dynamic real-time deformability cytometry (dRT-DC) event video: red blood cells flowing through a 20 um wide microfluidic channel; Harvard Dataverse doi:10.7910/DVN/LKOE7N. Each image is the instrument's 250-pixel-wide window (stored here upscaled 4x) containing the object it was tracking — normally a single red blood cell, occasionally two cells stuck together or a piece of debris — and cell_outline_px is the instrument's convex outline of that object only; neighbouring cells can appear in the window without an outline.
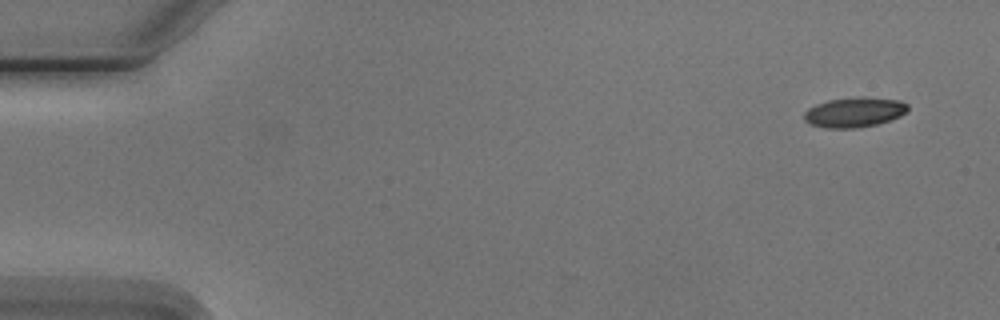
{"species": "Egyptian fruit bat (a non-hibernating species)", "species_latin": "Rousettus aegyptiacus", "temperature_condition": "cold", "stored_images_in_passage": 6, "camera_frame_rate_fps": 3000, "um_per_image_px": 0.085, "animal": {"sex": "male"}, "frame": {"image": 1, "passage_image": 1, "time_ms": 0.0, "image_size_px": [1000, 320], "cell_outline_px": [[908, 108], [900, 116], [876, 124], [856, 128], [828, 128], [812, 124], [804, 120], [804, 112], [808, 108], [816, 104], [828, 100], [860, 96], [900, 100], [908, 104]], "centroid_in_image_um": [72.61, 9.52], "position_along_channel_um": 12.4, "area_um2": 17.98}}
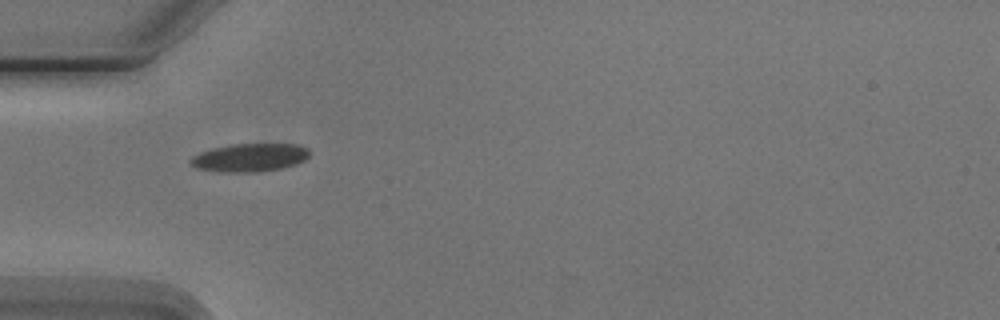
{"frame": {"image": 2, "passage_image": 5, "time_ms": 4.667, "image_size_px": [1000, 320], "cell_outline_px": [[308, 156], [304, 160], [296, 164], [280, 168], [256, 172], [216, 172], [196, 168], [188, 160], [192, 156], [200, 152], [212, 148], [232, 144], [296, 144], [308, 148]], "centroid_in_image_um": [21.18, 13.39], "position_along_channel_um": 63.8, "area_um2": 19.54}}
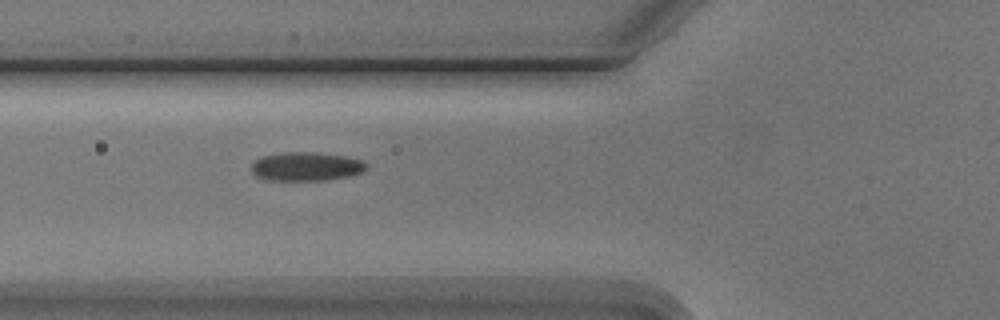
{"frame": {"image": 3, "passage_image": 6, "time_ms": 5.667, "image_size_px": [1000, 320], "cell_outline_px": [[368, 168], [364, 172], [348, 176], [324, 180], [264, 180], [256, 176], [252, 172], [252, 164], [260, 156], [280, 152], [316, 152], [344, 156], [364, 160], [368, 164]], "centroid_in_image_um": [26.04, 14.14], "position_along_channel_um": 99.8, "area_um2": 19.54}}